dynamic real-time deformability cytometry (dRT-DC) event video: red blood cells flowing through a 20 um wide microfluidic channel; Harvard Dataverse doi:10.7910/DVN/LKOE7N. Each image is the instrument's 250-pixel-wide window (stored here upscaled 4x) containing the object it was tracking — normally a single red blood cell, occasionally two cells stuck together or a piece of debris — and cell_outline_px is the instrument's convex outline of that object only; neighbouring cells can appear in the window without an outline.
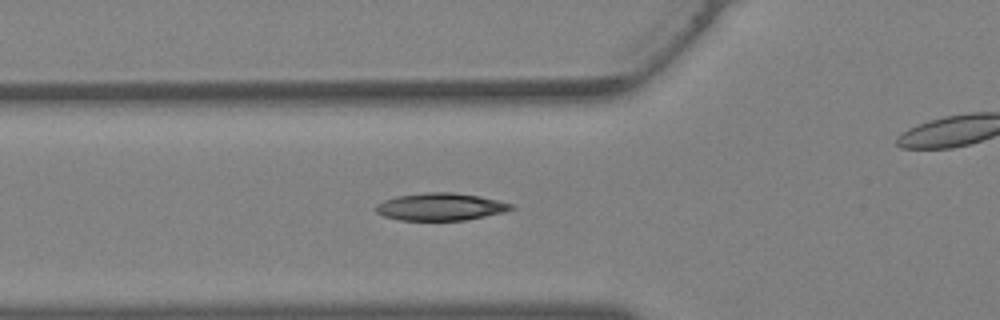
{"species": "Egyptian fruit bat (a non-hibernating species)", "species_latin": "Rousettus aegyptiacus", "temperature_condition": "warm", "stored_images_in_passage": 25, "camera_frame_rate_fps": 3000, "um_per_image_px": 0.085, "animal": {"sex": "female"}, "frame": {"image": 1, "passage_image": 3, "time_ms": 0.667, "image_size_px": [1000, 320], "cell_outline_px": [[516, 208], [504, 212], [464, 220], [400, 220], [384, 216], [376, 212], [376, 204], [384, 200], [396, 196], [428, 192], [452, 192], [480, 196], [512, 204]], "centroid_in_image_um": [37.43, 17.57], "position_along_channel_um": 88.4, "area_um2": 21.5}}
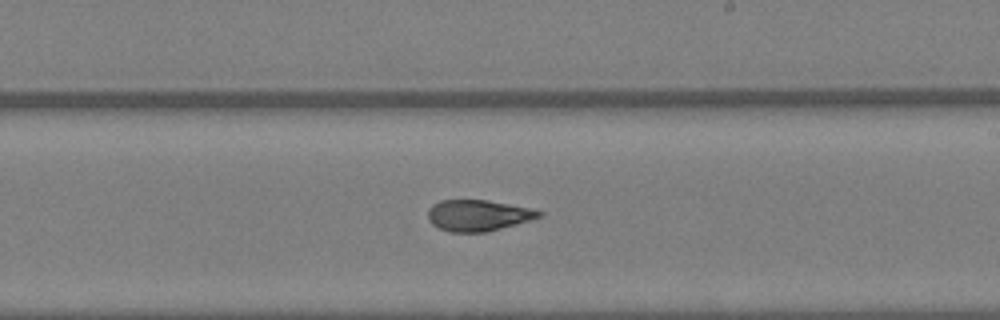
{"frame": {"image": 2, "passage_image": 12, "time_ms": 3.667, "image_size_px": [1000, 320], "cell_outline_px": [[544, 216], [516, 224], [484, 232], [448, 232], [432, 224], [428, 220], [428, 208], [432, 204], [440, 200], [488, 200], [532, 208], [544, 212]], "centroid_in_image_um": [40.64, 18.3], "position_along_channel_um": 248.4, "area_um2": 20.29}}
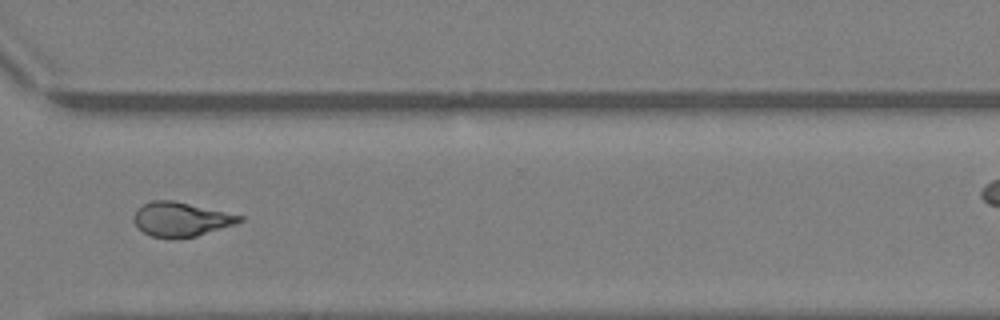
{"frame": {"image": 3, "passage_image": 18, "time_ms": 5.667, "image_size_px": [1000, 320], "cell_outline_px": [[244, 220], [236, 224], [196, 236], [172, 240], [152, 236], [144, 232], [132, 220], [136, 208], [152, 200], [172, 200], [244, 216]], "centroid_in_image_um": [15.37, 18.65], "position_along_channel_um": 355.2, "area_um2": 21.21}}